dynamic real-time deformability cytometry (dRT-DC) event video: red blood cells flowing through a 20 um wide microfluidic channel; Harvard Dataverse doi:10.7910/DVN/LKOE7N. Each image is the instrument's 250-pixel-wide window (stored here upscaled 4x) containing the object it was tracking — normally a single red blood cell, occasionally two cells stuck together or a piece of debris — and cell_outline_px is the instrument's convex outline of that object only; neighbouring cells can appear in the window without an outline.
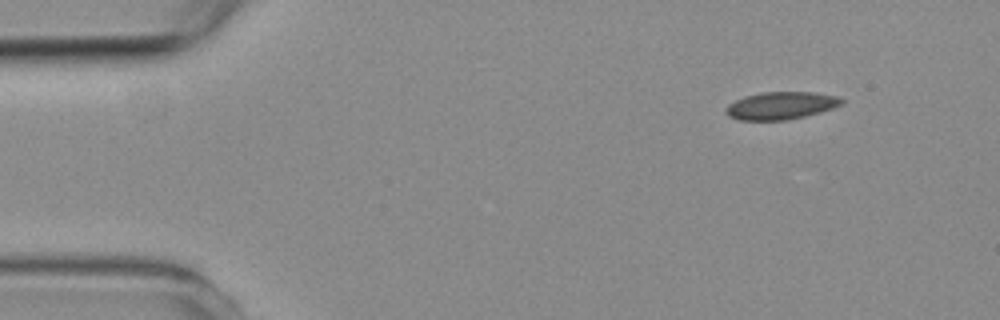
{"species": "common noctule bat (a hibernating species)", "species_latin": "Nyctalus noctula", "temperature_condition": "room temperature", "stored_images_in_passage": 4, "segment_of_instrument_passage": [2, 2], "camera_frame_rate_fps": 3000, "um_per_image_px": 0.085, "animal": {"sex": "female", "body_mass_g": 19.3, "forearm_length_mm": 54.1}, "frame": {"image": 1, "passage_image": 4, "time_ms": 4.333, "image_size_px": [1000, 320], "cell_outline_px": [[844, 100], [840, 104], [832, 108], [820, 112], [804, 116], [784, 120], [740, 120], [728, 116], [724, 112], [724, 108], [728, 104], [744, 96], [764, 92], [816, 92], [836, 96]], "centroid_in_image_um": [66.33, 8.97], "position_along_channel_um": 18.7, "area_um2": 18.5}}